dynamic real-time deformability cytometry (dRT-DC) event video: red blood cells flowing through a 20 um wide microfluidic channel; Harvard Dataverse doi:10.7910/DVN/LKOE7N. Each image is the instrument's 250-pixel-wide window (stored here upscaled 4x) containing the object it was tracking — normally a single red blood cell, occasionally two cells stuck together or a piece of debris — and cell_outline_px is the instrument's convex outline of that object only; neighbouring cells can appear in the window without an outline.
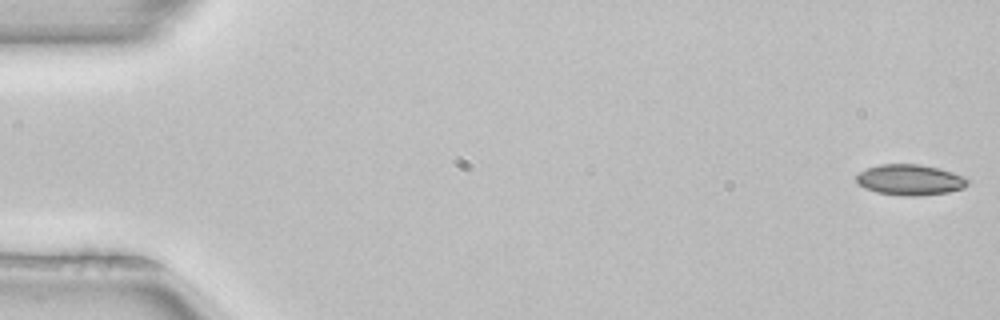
{"species": "common noctule bat (a hibernating species)", "species_latin": "Nyctalus noctula", "temperature_condition": "room temperature", "stored_images_in_passage": 53, "segment_of_instrument_passage": [1, 2], "camera_frame_rate_fps": 3000, "um_per_image_px": 0.085, "animal": {"sex": "female", "body_mass_g": 22.7, "forearm_length_mm": 54.2}, "frame": {"image": 1, "passage_image": 1, "time_ms": 0.0, "image_size_px": [1000, 320], "cell_outline_px": [[968, 184], [964, 188], [948, 192], [916, 196], [904, 196], [876, 192], [864, 188], [856, 180], [856, 176], [860, 172], [868, 168], [880, 164], [920, 164], [940, 168], [952, 172], [968, 180]], "centroid_in_image_um": [77.34, 15.28], "position_along_channel_um": 7.7, "area_um2": 19.83}}
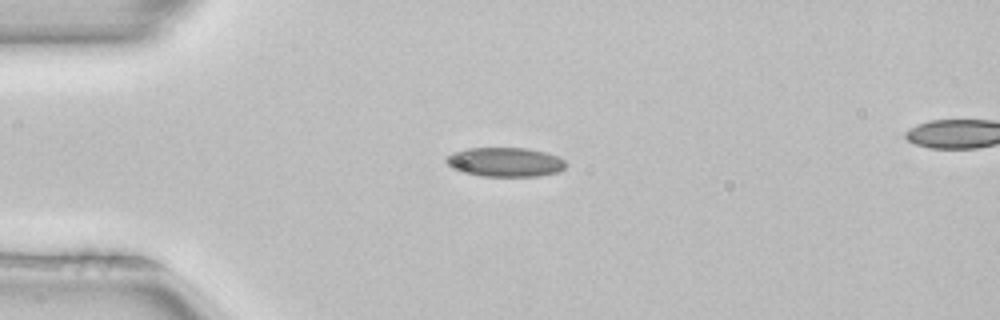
{"frame": {"image": 2, "passage_image": 13, "time_ms": 4.0, "image_size_px": [1000, 320], "cell_outline_px": [[564, 168], [560, 172], [540, 176], [480, 176], [460, 172], [452, 168], [444, 160], [452, 152], [468, 148], [528, 148], [544, 152], [556, 156], [564, 160]], "centroid_in_image_um": [42.9, 13.78], "position_along_channel_um": 42.1, "area_um2": 20.46}}
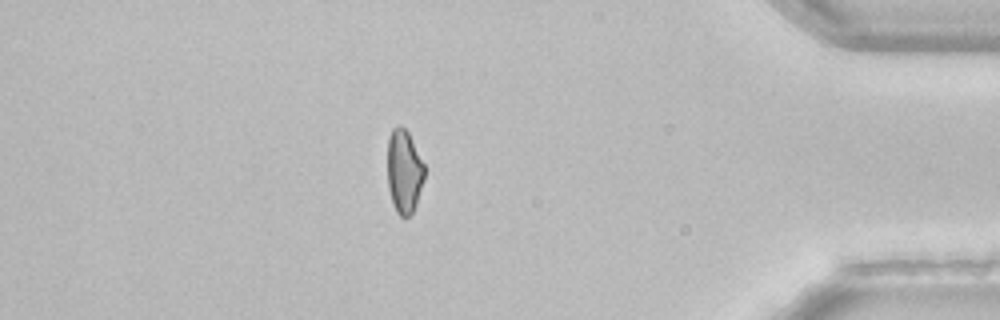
{"frame": {"image": 3, "passage_image": 45, "time_ms": 14.667, "image_size_px": [1000, 320], "cell_outline_px": [[424, 180], [416, 204], [412, 212], [404, 220], [396, 212], [392, 204], [388, 188], [388, 136], [392, 128], [396, 124], [400, 124], [408, 132], [424, 164]], "centroid_in_image_um": [34.33, 14.57], "position_along_channel_um": 400.9, "area_um2": 18.21}}